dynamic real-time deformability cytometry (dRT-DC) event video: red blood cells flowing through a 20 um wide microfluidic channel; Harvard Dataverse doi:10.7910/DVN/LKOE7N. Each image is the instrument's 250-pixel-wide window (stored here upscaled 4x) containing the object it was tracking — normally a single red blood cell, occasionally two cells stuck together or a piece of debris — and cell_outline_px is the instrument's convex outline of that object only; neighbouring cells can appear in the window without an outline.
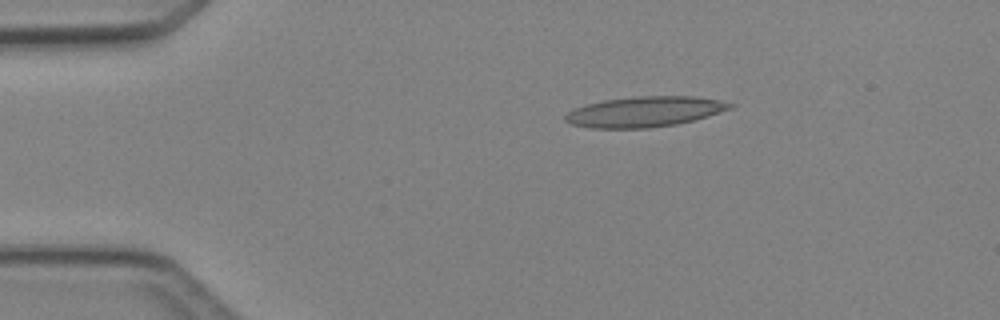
{"species": "Egyptian fruit bat (a non-hibernating species)", "species_latin": "Rousettus aegyptiacus", "temperature_condition": "cold", "stored_images_in_passage": 5, "camera_frame_rate_fps": 3000, "um_per_image_px": 0.085, "animal": {"sex": "female"}, "frame": {"image": 1, "passage_image": 5, "time_ms": 5.333, "image_size_px": [1000, 320], "cell_outline_px": [[736, 104], [732, 108], [708, 116], [676, 124], [648, 128], [592, 128], [572, 124], [564, 120], [564, 116], [568, 112], [576, 108], [588, 104], [604, 100], [636, 96], [692, 96], [720, 100]], "centroid_in_image_um": [54.81, 9.49], "position_along_channel_um": 30.2, "area_um2": 29.02}}